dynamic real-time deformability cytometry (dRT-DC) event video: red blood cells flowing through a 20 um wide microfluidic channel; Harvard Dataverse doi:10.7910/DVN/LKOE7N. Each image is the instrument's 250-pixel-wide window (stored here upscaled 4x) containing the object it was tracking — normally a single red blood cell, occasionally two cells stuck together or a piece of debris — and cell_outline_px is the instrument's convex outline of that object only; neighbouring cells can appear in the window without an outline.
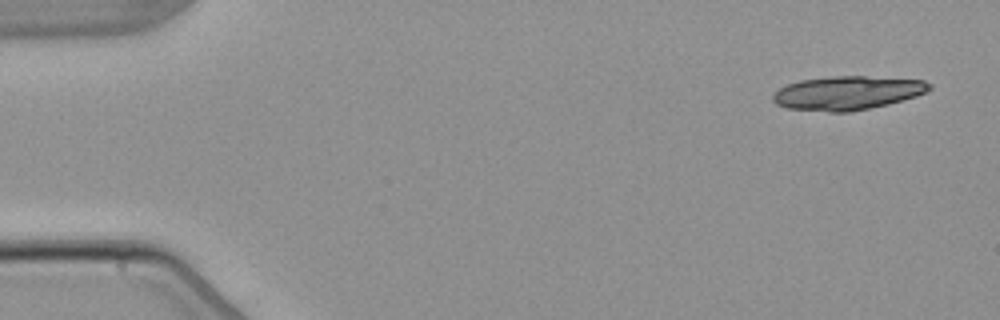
{"species": "common noctule bat (a hibernating species)", "species_latin": "Nyctalus noctula", "temperature_condition": "warm", "stored_images_in_passage": 3, "camera_frame_rate_fps": 3000, "um_per_image_px": 0.085, "animal": {"sex": "male", "body_mass_g": 21.5, "forearm_length_mm": 52.0}, "frame": {"image": 1, "passage_image": 1, "time_ms": 0.0, "image_size_px": [1000, 320], "cell_outline_px": [[932, 88], [916, 96], [888, 104], [848, 112], [828, 112], [788, 108], [776, 104], [772, 100], [772, 96], [780, 88], [788, 84], [800, 80], [832, 76], [864, 76], [924, 80], [932, 84]], "centroid_in_image_um": [72.03, 7.9], "position_along_channel_um": 13.0, "area_um2": 30.63}}